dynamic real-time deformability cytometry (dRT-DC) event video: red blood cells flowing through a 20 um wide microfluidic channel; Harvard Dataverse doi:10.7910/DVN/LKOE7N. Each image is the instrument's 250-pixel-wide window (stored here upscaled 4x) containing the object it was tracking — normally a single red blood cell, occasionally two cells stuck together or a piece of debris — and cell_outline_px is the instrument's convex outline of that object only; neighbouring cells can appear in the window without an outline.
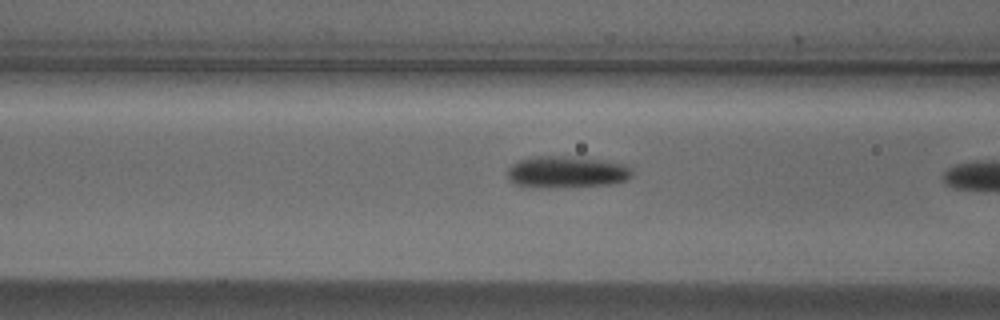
{"species": "Egyptian fruit bat (a non-hibernating species)", "species_latin": "Rousettus aegyptiacus", "temperature_condition": "cold", "stored_images_in_passage": 9, "camera_frame_rate_fps": 3000, "um_per_image_px": 0.085, "animal": {"sex": "male"}, "frame": {"image": 1, "passage_image": 8, "time_ms": 2.333, "image_size_px": [1000, 320], "cell_outline_px": [[632, 176], [624, 180], [612, 184], [516, 184], [508, 180], [508, 168], [512, 164], [520, 160], [536, 156], [572, 156], [600, 160], [624, 164], [632, 168]], "centroid_in_image_um": [48.2, 14.54], "position_along_channel_um": 118.4, "area_um2": 21.56}}